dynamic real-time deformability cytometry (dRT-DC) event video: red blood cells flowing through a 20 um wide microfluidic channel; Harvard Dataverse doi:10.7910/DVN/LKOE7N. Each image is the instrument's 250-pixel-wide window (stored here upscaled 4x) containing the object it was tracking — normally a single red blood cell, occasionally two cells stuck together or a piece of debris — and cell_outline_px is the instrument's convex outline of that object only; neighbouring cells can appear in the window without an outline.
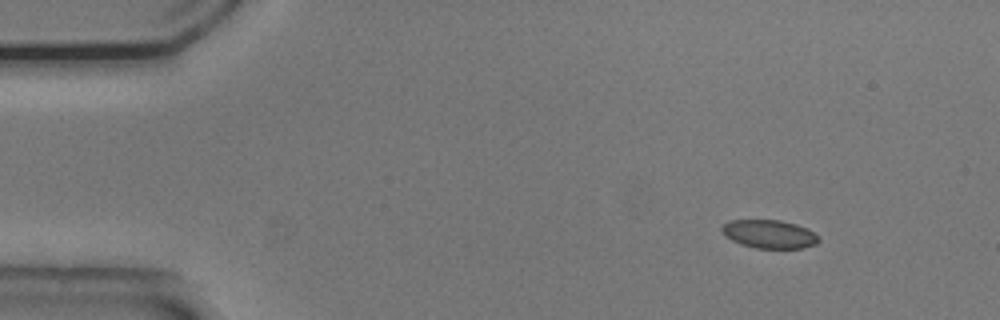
{"species": "common noctule bat (a hibernating species)", "species_latin": "Nyctalus noctula", "temperature_condition": "cold", "stored_images_in_passage": 49, "camera_frame_rate_fps": 3000, "um_per_image_px": 0.085, "animal": {"sex": "male", "body_mass_g": 20.5, "forearm_length_mm": 52.5}, "frame": {"image": 1, "passage_image": 1, "time_ms": 0.0, "image_size_px": [1000, 320], "cell_outline_px": [[820, 240], [816, 244], [800, 248], [756, 248], [740, 244], [732, 240], [720, 228], [728, 220], [780, 220], [796, 224], [808, 228]], "centroid_in_image_um": [65.39, 19.89], "position_along_channel_um": 19.6, "area_um2": 15.84}}
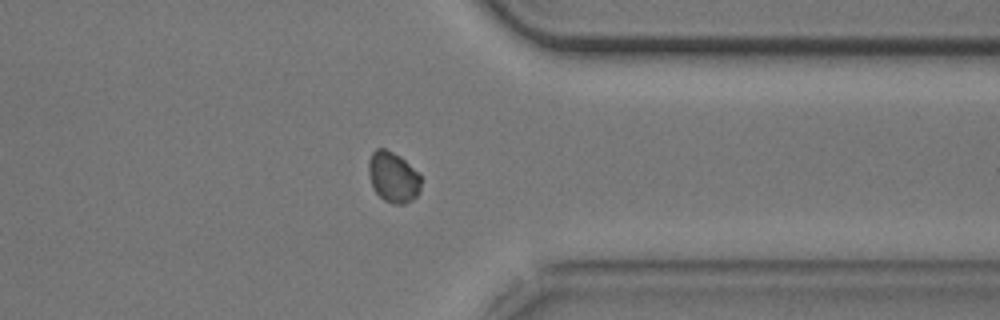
{"frame": {"image": 2, "passage_image": 37, "time_ms": 12.0, "image_size_px": [1000, 320], "cell_outline_px": [[420, 192], [412, 200], [404, 204], [396, 204], [384, 200], [376, 192], [368, 176], [368, 160], [372, 152], [376, 148], [384, 148], [400, 156], [420, 176]], "centroid_in_image_um": [33.39, 15.05], "position_along_channel_um": 378.0, "area_um2": 15.32}}
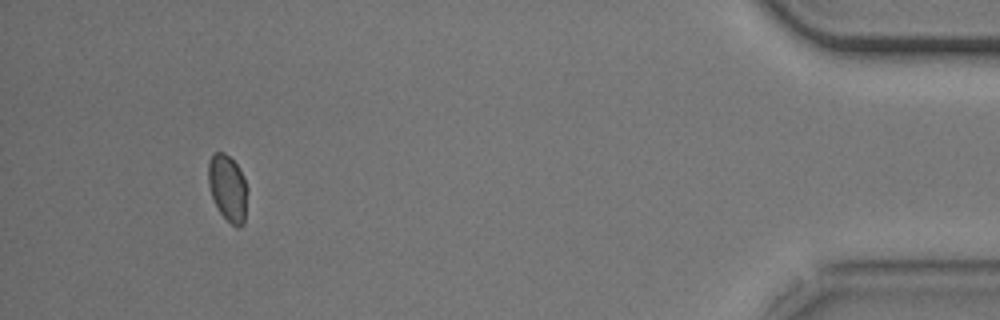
{"frame": {"image": 3, "passage_image": 45, "time_ms": 14.667, "image_size_px": [1000, 320], "cell_outline_px": [[248, 188], [244, 224], [240, 228], [236, 228], [220, 212], [212, 196], [208, 184], [208, 164], [212, 156], [216, 152], [224, 152], [240, 168], [244, 176]], "centroid_in_image_um": [19.39, 15.99], "position_along_channel_um": 415.8, "area_um2": 15.2}, "authors_computed_cell_mechanics": {"area_um2": 16.0684, "velocity_mm_per_s": 3.746, "shape_relaxation_time_tau1_ms": 2.9655, "shape_relaxation_time_tau2_ms": null, "deformation_change_tau1": 0.0994, "deformation_change_tau2": null}}